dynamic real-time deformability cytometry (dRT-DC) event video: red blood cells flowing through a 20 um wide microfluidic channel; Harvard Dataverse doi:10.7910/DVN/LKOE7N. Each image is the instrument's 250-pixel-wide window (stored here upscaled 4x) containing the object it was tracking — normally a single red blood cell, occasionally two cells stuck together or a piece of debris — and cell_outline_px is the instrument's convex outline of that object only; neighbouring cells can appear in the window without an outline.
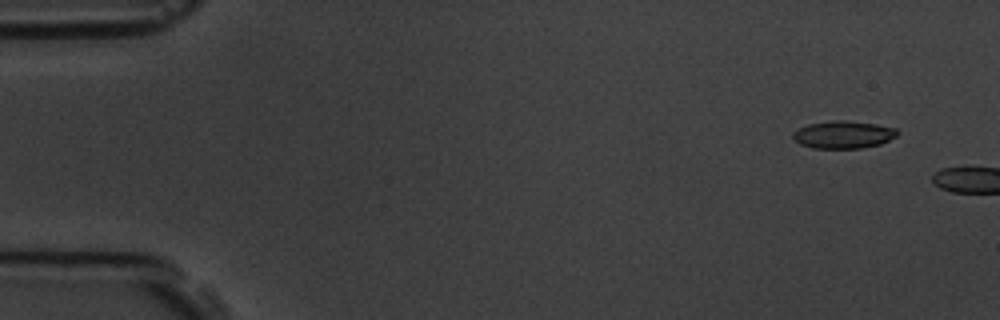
{"species": "common noctule bat (a hibernating species)", "species_latin": "Nyctalus noctula", "temperature_condition": "room temperature", "stored_images_in_passage": 2, "camera_frame_rate_fps": 3000, "um_per_image_px": 0.085, "animal": {"sex": "male", "body_mass_g": 19.5, "forearm_length_mm": 54.6}, "frame": {"image": 1, "passage_image": 1, "time_ms": 0.0, "image_size_px": [1000, 320], "cell_outline_px": [[900, 132], [896, 136], [880, 144], [860, 148], [812, 148], [800, 144], [792, 140], [792, 132], [808, 124], [836, 120], [844, 120], [876, 124], [896, 128]], "centroid_in_image_um": [71.66, 11.44], "position_along_channel_um": 13.3, "area_um2": 16.76}}